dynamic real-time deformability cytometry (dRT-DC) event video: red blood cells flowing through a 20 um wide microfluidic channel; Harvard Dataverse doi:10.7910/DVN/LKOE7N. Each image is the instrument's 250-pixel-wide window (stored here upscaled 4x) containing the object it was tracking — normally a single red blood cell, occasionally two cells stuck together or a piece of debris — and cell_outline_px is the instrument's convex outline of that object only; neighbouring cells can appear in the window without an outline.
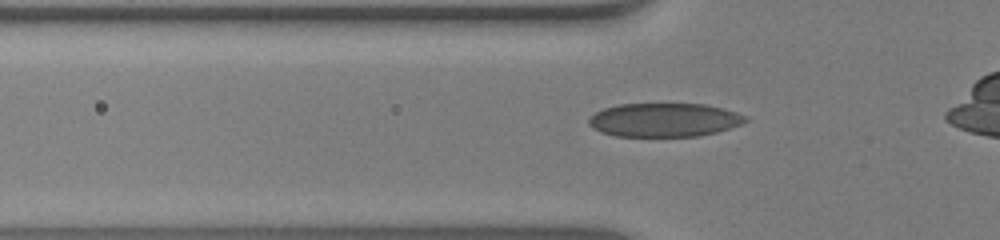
{"species": "human", "species_latin": "Homo sapiens", "temperature_condition": "warm", "stored_images_in_passage": 36, "camera_frame_rate_fps": 3000, "um_per_image_px": 0.085, "donor": {"sex": "male"}, "frame": {"image": 1, "passage_image": 6, "time_ms": 1.667, "image_size_px": [1000, 240], "cell_outline_px": [[748, 120], [740, 124], [716, 132], [700, 136], [616, 136], [600, 132], [592, 128], [588, 124], [588, 116], [604, 108], [620, 104], [704, 104], [736, 112], [748, 116]], "centroid_in_image_um": [56.42, 10.19], "position_along_channel_um": 69.4, "area_um2": 30.75}}
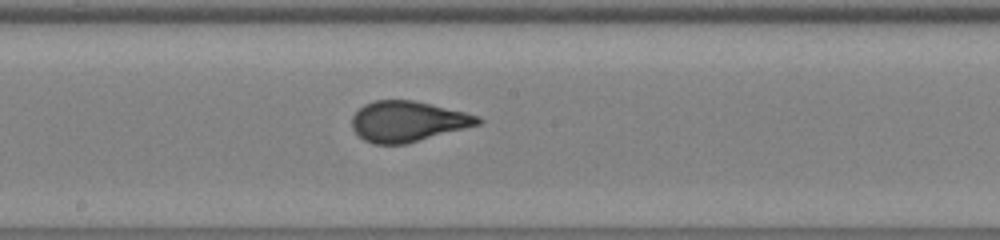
{"frame": {"image": 2, "passage_image": 17, "time_ms": 5.333, "image_size_px": [1000, 240], "cell_outline_px": [[484, 120], [480, 124], [404, 144], [372, 144], [364, 140], [352, 128], [352, 116], [364, 104], [376, 100], [412, 100], [464, 112], [480, 116]], "centroid_in_image_um": [34.64, 10.32], "position_along_channel_um": 213.6, "area_um2": 29.42}}
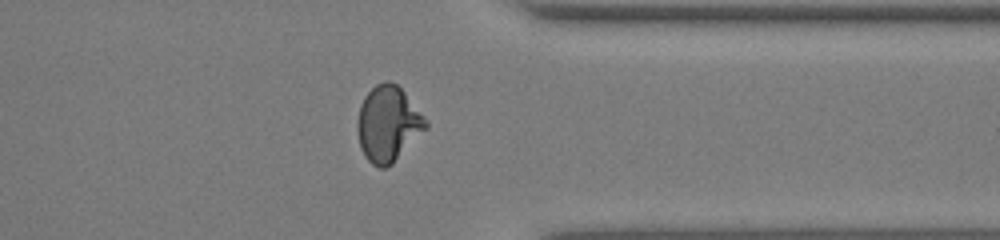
{"frame": {"image": 3, "passage_image": 30, "time_ms": 9.667, "image_size_px": [1000, 240], "cell_outline_px": [[428, 128], [392, 164], [384, 168], [380, 168], [372, 164], [364, 156], [360, 148], [356, 128], [356, 124], [360, 104], [364, 96], [376, 84], [384, 80], [388, 80], [396, 84], [404, 92], [428, 120]], "centroid_in_image_um": [32.98, 10.53], "position_along_channel_um": 378.4, "area_um2": 30.4}, "authors_computed_cell_mechanics": {"area_um2": 29.7959, "velocity_mm_per_s": 3.9297, "shape_relaxation_time_tau1_ms": 7.2402, "shape_relaxation_time_tau2_ms": null, "deformation_change_tau1": 0.2576, "deformation_change_tau2": null}}